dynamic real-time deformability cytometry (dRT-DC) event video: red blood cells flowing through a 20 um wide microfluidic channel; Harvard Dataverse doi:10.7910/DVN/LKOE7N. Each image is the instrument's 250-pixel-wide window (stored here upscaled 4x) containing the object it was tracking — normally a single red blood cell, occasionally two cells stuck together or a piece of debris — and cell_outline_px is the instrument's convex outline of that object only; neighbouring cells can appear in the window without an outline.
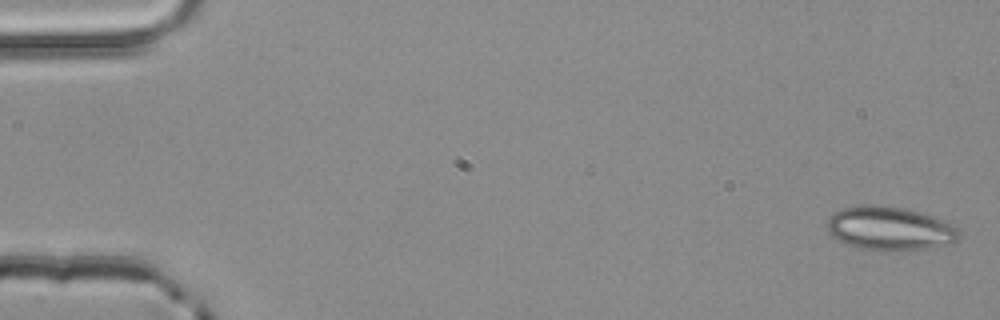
{"species": "common noctule bat (a hibernating species)", "species_latin": "Nyctalus noctula", "temperature_condition": "room temperature", "stored_images_in_passage": 4, "camera_frame_rate_fps": 3000, "um_per_image_px": 0.085, "animal": {"sex": "male", "body_mass_g": 20.4}, "frame": {"image": 1, "passage_image": 1, "time_ms": 0.0, "image_size_px": [1000, 320], "cell_outline_px": [[960, 236], [952, 244], [928, 248], [884, 252], [876, 252], [844, 244], [832, 236], [828, 232], [828, 220], [832, 212], [844, 208], [860, 204], [872, 204], [904, 208], [932, 216], [944, 220], [952, 224], [960, 232]], "centroid_in_image_um": [75.61, 19.44], "position_along_channel_um": 9.4, "area_um2": 34.1}}